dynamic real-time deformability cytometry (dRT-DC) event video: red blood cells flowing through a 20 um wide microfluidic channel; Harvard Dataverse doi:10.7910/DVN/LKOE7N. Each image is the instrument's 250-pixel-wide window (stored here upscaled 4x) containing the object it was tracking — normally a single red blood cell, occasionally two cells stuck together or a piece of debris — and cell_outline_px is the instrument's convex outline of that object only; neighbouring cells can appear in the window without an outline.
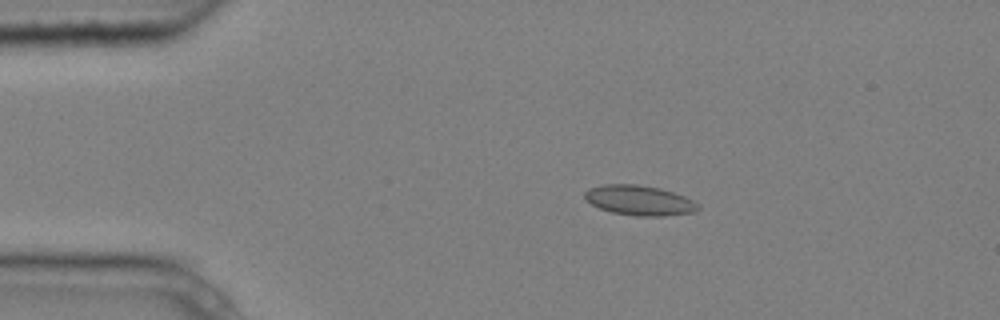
{"species": "common noctule bat (a hibernating species)", "species_latin": "Nyctalus noctula", "temperature_condition": "cold", "stored_images_in_passage": 9, "camera_frame_rate_fps": 3000, "um_per_image_px": 0.085, "animal": {"sex": "male", "body_mass_g": 20.4}, "frame": {"image": 1, "passage_image": 3, "time_ms": 0.667, "image_size_px": [1000, 320], "cell_outline_px": [[700, 208], [696, 212], [664, 216], [636, 216], [612, 212], [600, 208], [592, 204], [584, 196], [584, 192], [588, 188], [604, 184], [636, 184], [660, 188], [684, 196], [692, 200]], "centroid_in_image_um": [54.34, 17.03], "position_along_channel_um": 30.7, "area_um2": 19.71}}
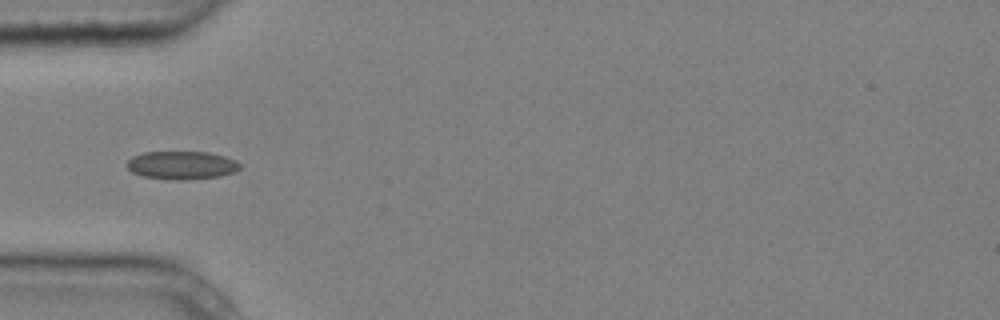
{"frame": {"image": 2, "passage_image": 4, "time_ms": 1.0, "image_size_px": [1000, 320], "cell_outline_px": [[240, 168], [236, 172], [220, 176], [188, 180], [176, 180], [144, 176], [132, 172], [124, 164], [132, 156], [144, 152], [208, 152], [224, 156], [236, 160], [240, 164]], "centroid_in_image_um": [15.45, 14.04], "position_along_channel_um": 69.6, "area_um2": 18.67}}
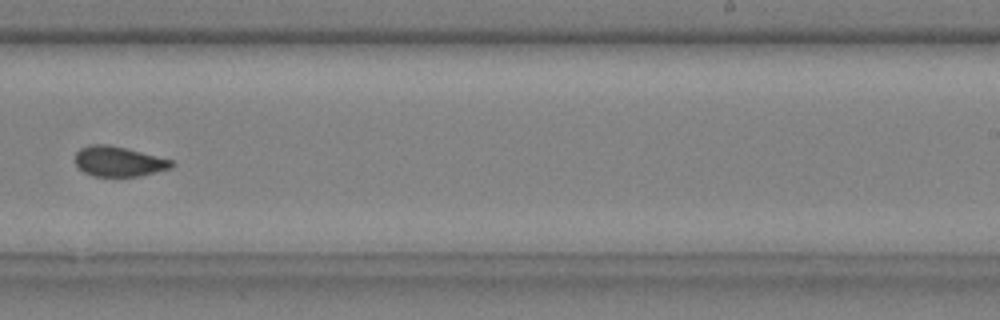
{"frame": {"image": 3, "passage_image": 9, "time_ms": 2.667, "image_size_px": [1000, 320], "cell_outline_px": [[176, 164], [172, 168], [140, 176], [92, 176], [84, 172], [76, 164], [76, 152], [80, 148], [88, 144], [108, 144], [176, 160]], "centroid_in_image_um": [10.14, 13.72], "position_along_channel_um": 278.9, "area_um2": 17.11}}